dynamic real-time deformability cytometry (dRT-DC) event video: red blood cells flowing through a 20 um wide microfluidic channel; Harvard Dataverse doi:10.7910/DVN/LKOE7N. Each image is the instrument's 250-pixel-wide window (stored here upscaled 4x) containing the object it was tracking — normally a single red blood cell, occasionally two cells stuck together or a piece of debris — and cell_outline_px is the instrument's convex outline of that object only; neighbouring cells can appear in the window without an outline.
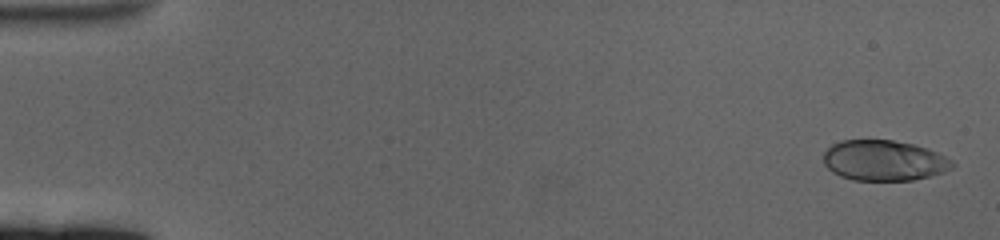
{"species": "human", "species_latin": "Homo sapiens", "temperature_condition": "cold", "stored_images_in_passage": 61, "camera_frame_rate_fps": 3000, "um_per_image_px": 0.085, "donor": {"sex": "female"}, "frame": {"image": 1, "passage_image": 2, "time_ms": 0.333, "image_size_px": [1000, 240], "cell_outline_px": [[956, 164], [952, 168], [944, 172], [912, 180], [852, 180], [840, 176], [832, 172], [824, 164], [824, 152], [832, 144], [840, 140], [892, 140], [912, 144], [928, 148], [952, 160]], "centroid_in_image_um": [75.13, 13.64], "position_along_channel_um": 9.9, "area_um2": 30.4}}
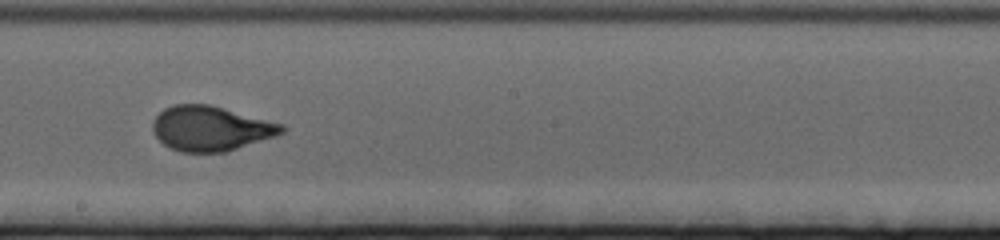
{"frame": {"image": 2, "passage_image": 35, "time_ms": 11.333, "image_size_px": [1000, 240], "cell_outline_px": [[288, 128], [284, 132], [276, 136], [228, 152], [180, 152], [164, 144], [152, 132], [152, 124], [156, 116], [164, 108], [172, 104], [208, 104], [284, 124]], "centroid_in_image_um": [17.93, 10.92], "position_along_channel_um": 230.3, "area_um2": 33.87}}
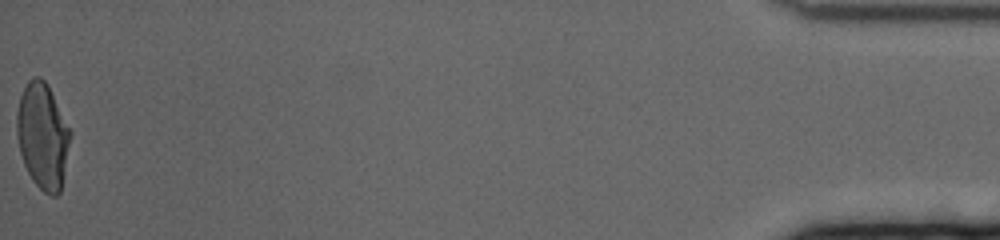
{"frame": {"image": 3, "passage_image": 61, "time_ms": 20.0, "image_size_px": [1000, 240], "cell_outline_px": [[72, 132], [60, 192], [56, 196], [52, 196], [44, 192], [32, 180], [24, 164], [20, 152], [16, 136], [16, 116], [20, 96], [28, 80], [32, 76], [40, 76], [48, 84]], "centroid_in_image_um": [3.62, 11.53], "position_along_channel_um": 431.6, "area_um2": 33.18}, "authors_computed_cell_mechanics": {"area_um2": 32.8304, "velocity_mm_per_s": 3.375, "shape_relaxation_time_tau1_ms": 4.5741, "shape_relaxation_time_tau2_ms": null, "deformation_change_tau1": 0.1979, "deformation_change_tau2": null}}